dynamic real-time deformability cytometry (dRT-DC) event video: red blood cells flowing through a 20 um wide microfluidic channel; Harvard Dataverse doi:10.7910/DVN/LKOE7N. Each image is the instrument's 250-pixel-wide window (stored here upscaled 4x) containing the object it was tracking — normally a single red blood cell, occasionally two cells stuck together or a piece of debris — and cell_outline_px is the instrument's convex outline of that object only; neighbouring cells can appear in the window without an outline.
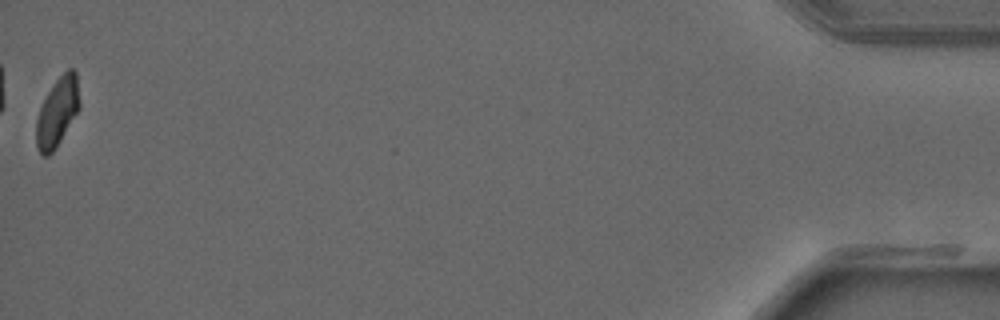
{"species": "common noctule bat (a hibernating species)", "species_latin": "Nyctalus noctula", "temperature_condition": "warm", "stored_images_in_passage": 41, "camera_frame_rate_fps": 3000, "um_per_image_px": 0.085, "animal": {"sex": "male", "forearm_length_mm": 52.5}, "frame": {"image": 1, "passage_image": 41, "time_ms": 13.333, "image_size_px": [1000, 320], "cell_outline_px": [[80, 108], [56, 148], [48, 156], [44, 156], [40, 152], [36, 144], [36, 120], [40, 108], [48, 92], [56, 80], [68, 68], [72, 68], [76, 72], [80, 104]], "centroid_in_image_um": [4.88, 9.53], "position_along_channel_um": 430.3, "area_um2": 17.22}}